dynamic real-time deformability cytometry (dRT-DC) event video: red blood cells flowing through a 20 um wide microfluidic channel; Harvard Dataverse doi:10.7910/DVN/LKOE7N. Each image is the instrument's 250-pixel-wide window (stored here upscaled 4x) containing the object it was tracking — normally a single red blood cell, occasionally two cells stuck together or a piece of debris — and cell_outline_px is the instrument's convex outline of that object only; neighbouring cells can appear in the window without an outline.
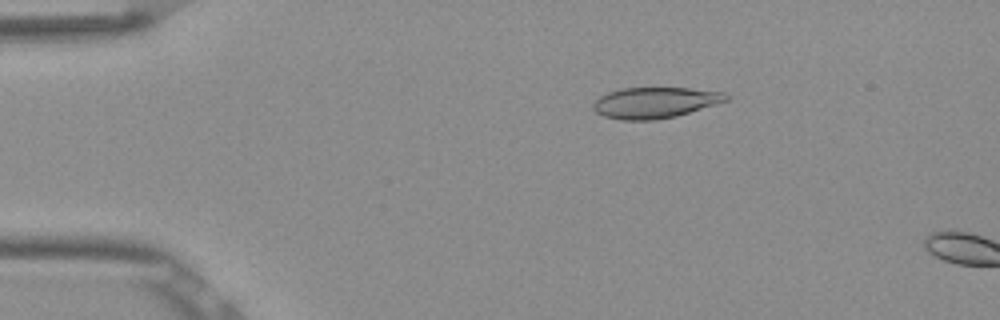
{"species": "Egyptian fruit bat (a non-hibernating species)", "species_latin": "Rousettus aegyptiacus", "temperature_condition": "room temperature", "stored_images_in_passage": 5, "camera_frame_rate_fps": 3000, "um_per_image_px": 0.085, "frame": {"image": 1, "passage_image": 2, "time_ms": 0.333, "image_size_px": [1000, 320], "cell_outline_px": [[728, 100], [716, 104], [676, 116], [656, 120], [620, 120], [604, 116], [596, 112], [592, 108], [592, 104], [600, 96], [608, 92], [624, 88], [688, 88], [724, 92], [728, 96]], "centroid_in_image_um": [55.65, 8.73], "position_along_channel_um": 29.4, "area_um2": 23.87}}